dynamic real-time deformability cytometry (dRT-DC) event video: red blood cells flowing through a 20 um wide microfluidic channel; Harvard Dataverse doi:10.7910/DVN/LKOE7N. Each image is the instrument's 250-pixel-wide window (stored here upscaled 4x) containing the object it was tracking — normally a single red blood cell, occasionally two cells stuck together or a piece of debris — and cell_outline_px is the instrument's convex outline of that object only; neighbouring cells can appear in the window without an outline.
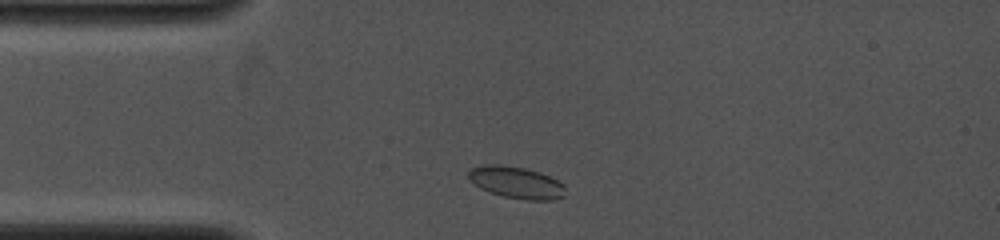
{"species": "common noctule bat (a hibernating species)", "species_latin": "Nyctalus noctula", "temperature_condition": "cold", "stored_images_in_passage": 9, "camera_frame_rate_fps": 4000, "um_per_image_px": 0.085, "animal": {"sex": "female", "body_mass_g": 19.0, "forearm_length_mm": 53.3}, "frame": {"image": 1, "passage_image": 1, "time_ms": 0.0, "image_size_px": [1000, 240], "cell_outline_px": [[564, 196], [552, 200], [528, 200], [504, 196], [480, 188], [468, 176], [468, 172], [472, 168], [488, 164], [500, 164], [524, 168], [540, 172], [564, 184]], "centroid_in_image_um": [43.91, 15.5], "position_along_channel_um": 41.1, "area_um2": 17.63}}
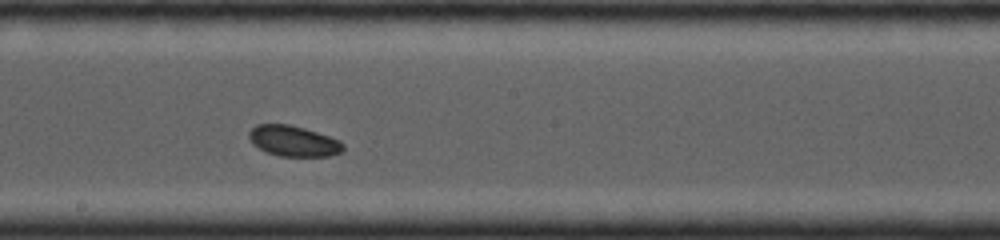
{"frame": {"image": 2, "passage_image": 6, "time_ms": 4.75, "image_size_px": [1000, 240], "cell_outline_px": [[344, 152], [328, 156], [280, 156], [264, 152], [252, 144], [248, 136], [248, 132], [256, 124], [288, 124], [304, 128], [340, 140], [344, 144]], "centroid_in_image_um": [24.93, 11.99], "position_along_channel_um": 223.3, "area_um2": 16.99}}
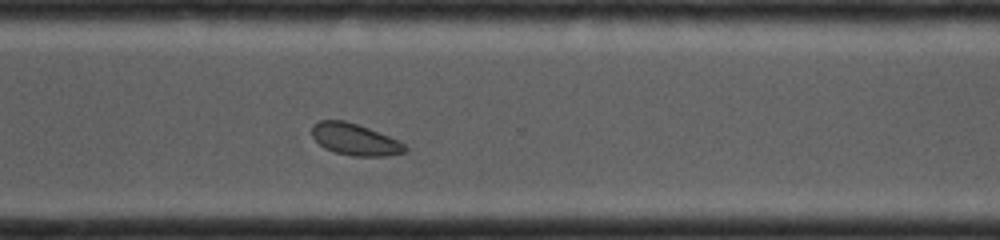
{"frame": {"image": 3, "passage_image": 9, "time_ms": 7.5, "image_size_px": [1000, 240], "cell_outline_px": [[408, 152], [388, 156], [352, 156], [336, 152], [324, 148], [312, 136], [312, 124], [320, 120], [344, 120], [368, 128], [400, 140], [408, 148]], "centroid_in_image_um": [30.2, 11.86], "position_along_channel_um": 340.4, "area_um2": 17.28}}